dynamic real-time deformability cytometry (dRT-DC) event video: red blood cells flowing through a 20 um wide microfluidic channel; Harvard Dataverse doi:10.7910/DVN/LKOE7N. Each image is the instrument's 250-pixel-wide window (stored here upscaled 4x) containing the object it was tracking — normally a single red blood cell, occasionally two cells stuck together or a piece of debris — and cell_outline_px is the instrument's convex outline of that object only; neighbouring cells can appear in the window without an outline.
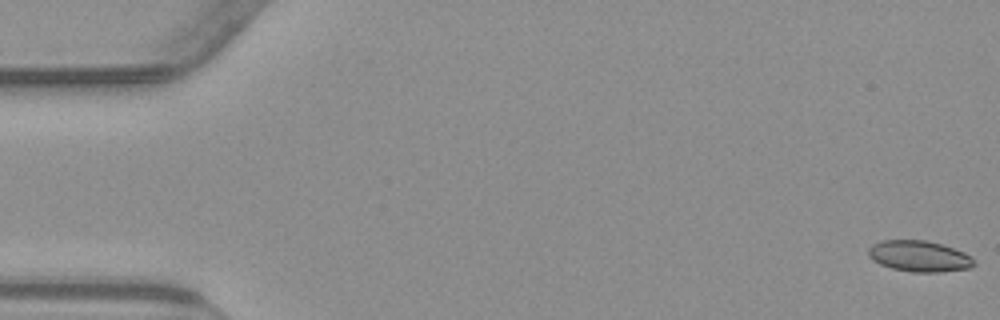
{"species": "common noctule bat (a hibernating species)", "species_latin": "Nyctalus noctula", "temperature_condition": "warm", "stored_images_in_passage": 54, "camera_frame_rate_fps": 3000, "um_per_image_px": 0.085, "animal": {"sex": "male", "body_mass_g": 23.1, "forearm_length_mm": 52.7}, "frame": {"image": 1, "passage_image": 1, "time_ms": 0.0, "image_size_px": [1000, 320], "cell_outline_px": [[972, 264], [968, 268], [940, 272], [912, 272], [892, 268], [880, 264], [868, 252], [868, 248], [872, 244], [884, 240], [924, 240], [940, 244], [964, 252], [972, 256]], "centroid_in_image_um": [78.12, 21.77], "position_along_channel_um": 6.9, "area_um2": 18.67}}
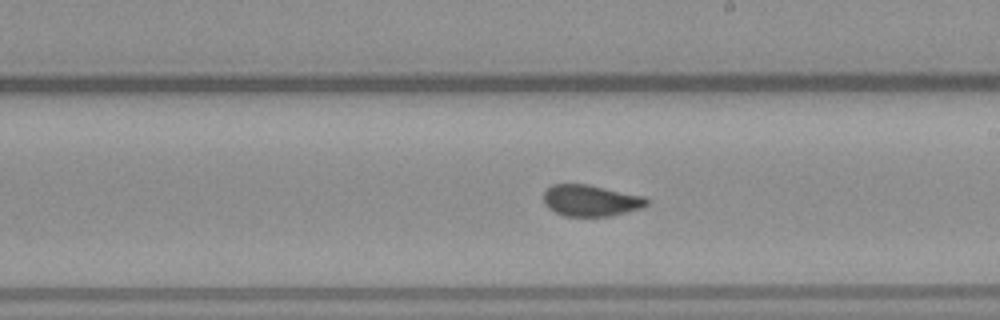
{"frame": {"image": 2, "passage_image": 31, "time_ms": 10.0, "image_size_px": [1000, 320], "cell_outline_px": [[648, 204], [640, 208], [612, 216], [564, 216], [548, 208], [544, 204], [544, 192], [552, 184], [588, 184], [644, 196], [648, 200]], "centroid_in_image_um": [50.2, 17.04], "position_along_channel_um": 238.8, "area_um2": 18.84}}
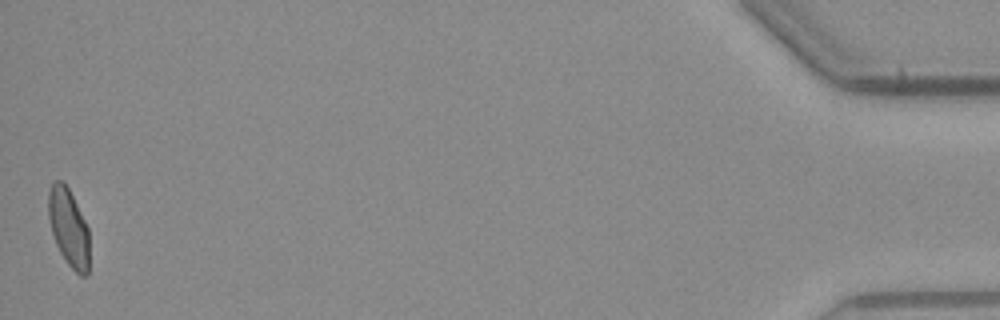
{"frame": {"image": 3, "passage_image": 54, "time_ms": 17.667, "image_size_px": [1000, 320], "cell_outline_px": [[88, 276], [80, 276], [68, 264], [60, 252], [56, 244], [52, 232], [48, 216], [48, 192], [52, 184], [56, 180], [60, 180], [68, 188], [88, 228]], "centroid_in_image_um": [5.82, 19.36], "position_along_channel_um": 429.4, "area_um2": 18.21}, "authors_computed_cell_mechanics": {"area_um2": 19.2763, "velocity_mm_per_s": 3.8299, "shape_relaxation_time_tau1_ms": null, "shape_relaxation_time_tau2_ms": 0.8353, "deformation_change_tau1": null, "deformation_change_tau2": 0.0538}}